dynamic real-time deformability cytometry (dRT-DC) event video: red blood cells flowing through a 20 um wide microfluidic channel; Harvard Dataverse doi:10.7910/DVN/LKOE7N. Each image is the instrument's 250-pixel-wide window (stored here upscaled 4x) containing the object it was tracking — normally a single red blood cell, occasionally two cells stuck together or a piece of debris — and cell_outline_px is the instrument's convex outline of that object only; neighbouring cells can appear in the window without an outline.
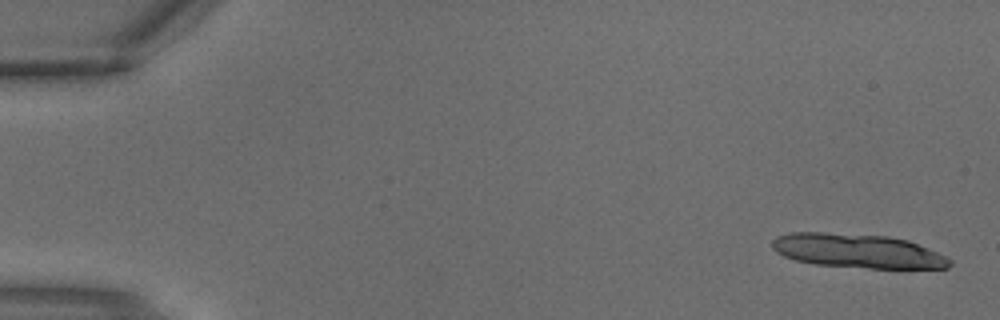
{"species": "common noctule bat (a hibernating species)", "species_latin": "Nyctalus noctula", "temperature_condition": "warm", "stored_images_in_passage": 3, "camera_frame_rate_fps": 3000, "um_per_image_px": 0.085, "animal": {"sex": "male", "body_mass_g": 18.8}, "frame": {"image": 1, "passage_image": 1, "time_ms": 0.0, "image_size_px": [1000, 320], "cell_outline_px": [[952, 264], [948, 268], [868, 268], [816, 264], [796, 260], [784, 256], [776, 252], [772, 248], [772, 240], [776, 236], [788, 232], [824, 232], [888, 236], [908, 240], [928, 248], [952, 260]], "centroid_in_image_um": [72.87, 21.32], "position_along_channel_um": 12.1, "area_um2": 35.26}}
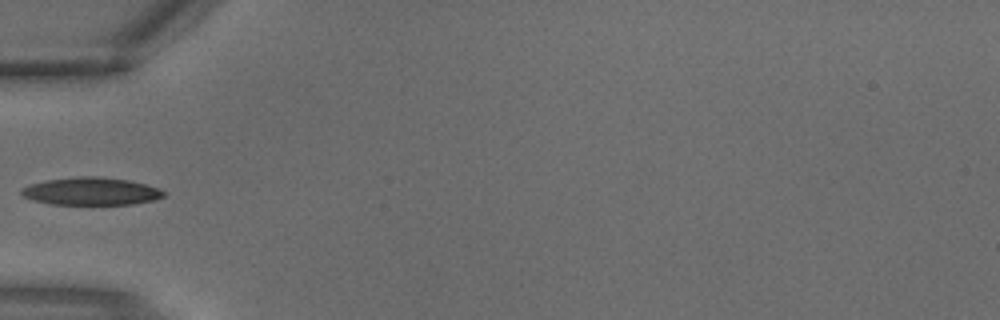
{"frame": {"image": 2, "passage_image": 3, "time_ms": 0.667, "image_size_px": [1000, 320], "cell_outline_px": [[164, 196], [152, 200], [132, 204], [52, 204], [32, 200], [24, 196], [20, 192], [20, 188], [44, 180], [76, 176], [96, 176], [128, 180], [144, 184], [156, 188], [164, 192]], "centroid_in_image_um": [7.68, 16.25], "position_along_channel_um": 77.3, "area_um2": 22.72}}